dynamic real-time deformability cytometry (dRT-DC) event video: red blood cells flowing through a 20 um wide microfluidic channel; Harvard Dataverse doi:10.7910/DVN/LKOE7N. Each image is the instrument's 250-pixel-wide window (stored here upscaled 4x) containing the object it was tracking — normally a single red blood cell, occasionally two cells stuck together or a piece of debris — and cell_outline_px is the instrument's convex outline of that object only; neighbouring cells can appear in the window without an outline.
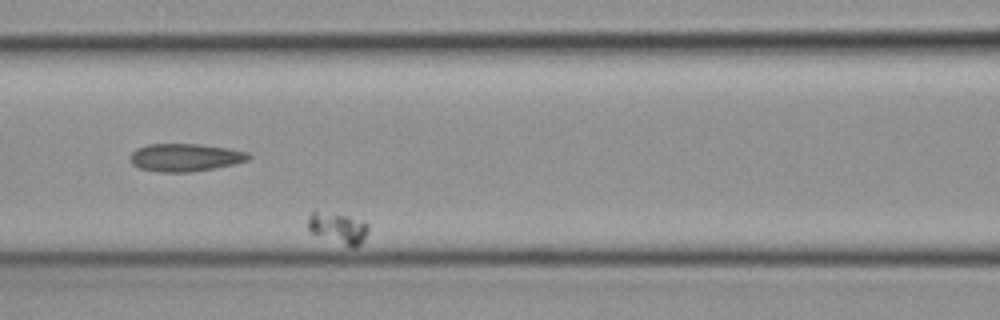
{"species": "common noctule bat (a hibernating species)", "species_latin": "Nyctalus noctula", "temperature_condition": "cold", "stored_images_in_passage": 39, "camera_frame_rate_fps": 3000, "um_per_image_px": 0.085, "animal": {"sex": "female", "body_mass_g": 19.3, "forearm_length_mm": 54.1}, "frame": {"image": 1, "passage_image": 16, "time_ms": 5.0, "image_size_px": [1000, 320], "cell_outline_px": [[368, 232], [364, 240], [356, 248], [348, 248], [312, 232], [308, 228], [308, 216], [312, 208], [348, 216], [364, 220], [368, 224]], "centroid_in_image_um": [28.74, 19.36], "position_along_channel_um": 137.9, "area_um2": 11.44}}
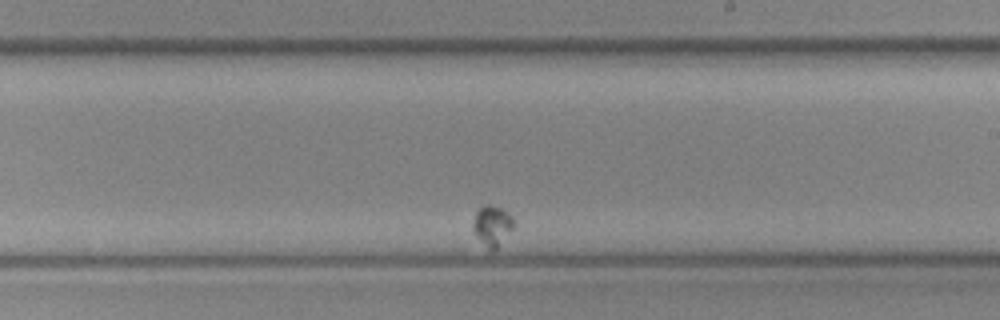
{"frame": {"image": 2, "passage_image": 27, "time_ms": 8.667, "image_size_px": [1000, 320], "cell_outline_px": [[516, 224], [496, 248], [492, 252], [488, 252], [476, 236], [472, 228], [472, 224], [476, 208], [484, 204], [492, 204], [504, 208], [512, 216]], "centroid_in_image_um": [41.82, 19.15], "position_along_channel_um": 247.2, "area_um2": 10.06}}
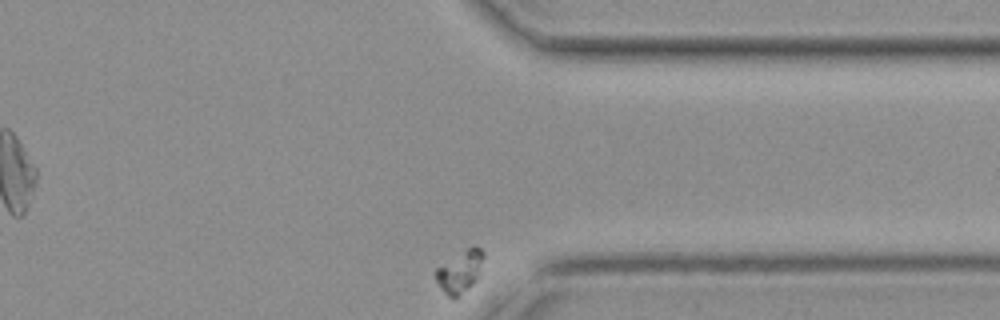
{"frame": {"image": 3, "passage_image": 39, "time_ms": 12.667, "image_size_px": [1000, 320], "cell_outline_px": [[484, 256], [480, 276], [456, 300], [452, 300], [440, 288], [432, 276], [432, 272], [436, 268], [472, 244], [476, 244], [484, 252]], "centroid_in_image_um": [39.08, 23.09], "position_along_channel_um": 372.3, "area_um2": 12.31}}